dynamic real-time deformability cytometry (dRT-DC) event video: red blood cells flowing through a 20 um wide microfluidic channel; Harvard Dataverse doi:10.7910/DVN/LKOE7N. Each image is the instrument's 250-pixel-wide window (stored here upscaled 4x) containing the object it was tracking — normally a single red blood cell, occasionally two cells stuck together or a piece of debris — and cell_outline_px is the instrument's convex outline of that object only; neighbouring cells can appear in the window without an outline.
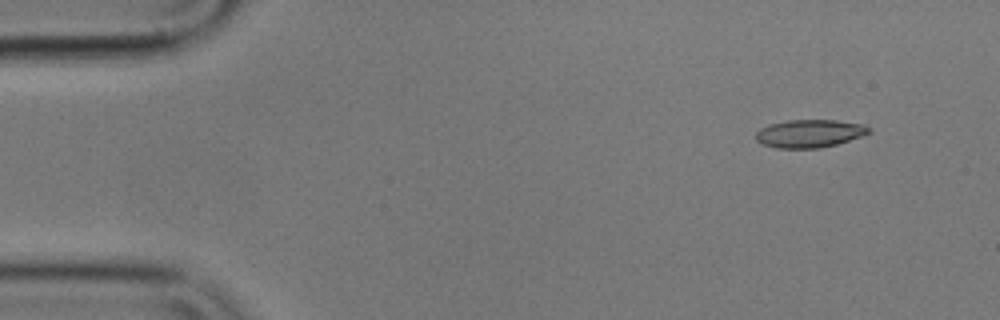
{"species": "common noctule bat (a hibernating species)", "species_latin": "Nyctalus noctula", "temperature_condition": "cold", "stored_images_in_passage": 52, "camera_frame_rate_fps": 3000, "um_per_image_px": 0.085, "animal": {"sex": "male", "body_mass_g": 17.9}, "frame": {"image": 1, "passage_image": 1, "time_ms": 0.0, "image_size_px": [1000, 320], "cell_outline_px": [[872, 132], [836, 144], [820, 148], [776, 148], [760, 144], [756, 140], [756, 132], [760, 128], [768, 124], [788, 120], [836, 120], [864, 124], [872, 128]], "centroid_in_image_um": [68.79, 11.34], "position_along_channel_um": 16.2, "area_um2": 18.55}}
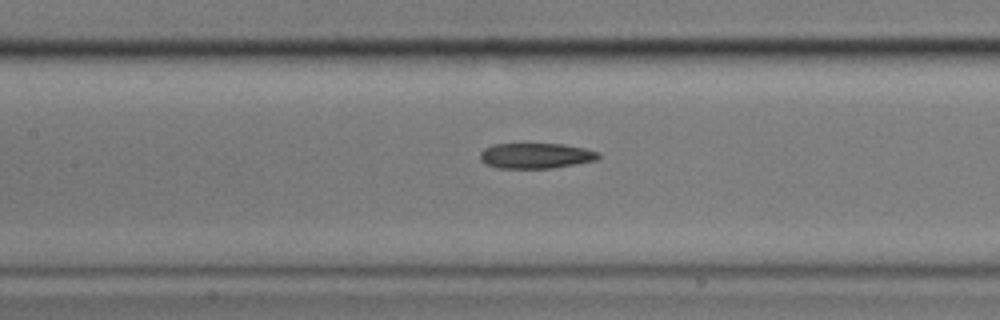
{"frame": {"image": 2, "passage_image": 21, "time_ms": 6.667, "image_size_px": [1000, 320], "cell_outline_px": [[600, 156], [596, 160], [552, 168], [496, 168], [484, 164], [480, 160], [480, 152], [484, 148], [492, 144], [524, 140], [564, 144], [584, 148], [600, 152]], "centroid_in_image_um": [45.47, 13.17], "position_along_channel_um": 161.9, "area_um2": 18.67}}
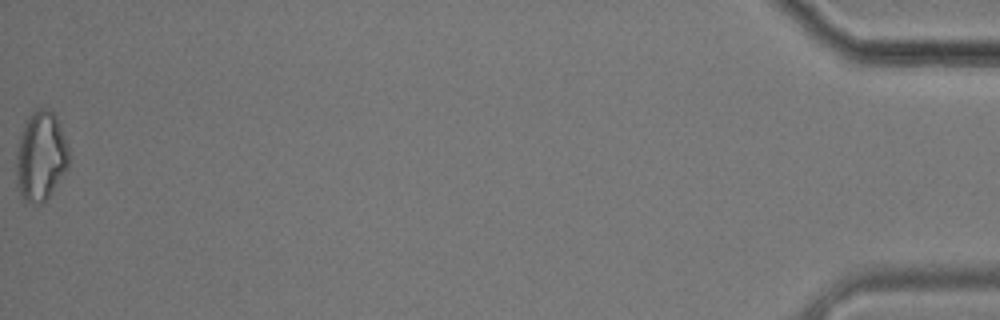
{"frame": {"image": 3, "passage_image": 52, "time_ms": 17.0, "image_size_px": [1000, 320], "cell_outline_px": [[68, 168], [48, 196], [40, 204], [32, 204], [24, 200], [16, 188], [16, 148], [20, 132], [28, 116], [32, 112], [40, 108], [48, 108], [56, 116], [68, 144]], "centroid_in_image_um": [3.43, 13.27], "position_along_channel_um": 431.8, "area_um2": 27.69}}